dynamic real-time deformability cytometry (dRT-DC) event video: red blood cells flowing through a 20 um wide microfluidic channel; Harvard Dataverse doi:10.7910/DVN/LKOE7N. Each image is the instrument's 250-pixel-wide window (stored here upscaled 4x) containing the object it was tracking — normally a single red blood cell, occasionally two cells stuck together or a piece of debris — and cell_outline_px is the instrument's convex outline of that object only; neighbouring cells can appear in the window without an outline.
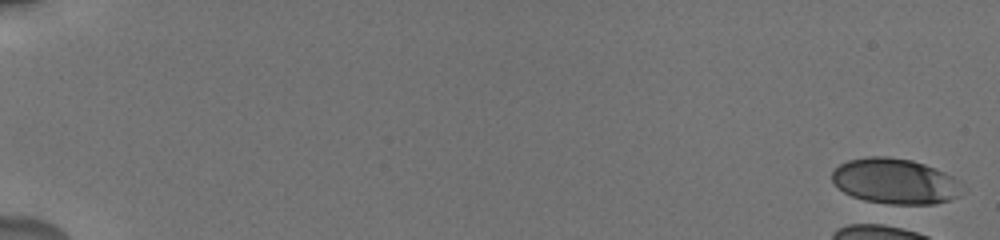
{"species": "human", "species_latin": "Homo sapiens", "temperature_condition": "cold", "stored_images_in_passage": 1, "camera_frame_rate_fps": 3000, "um_per_image_px": 0.085, "donor": {"sex": "male"}, "frame": {"image": 1, "passage_image": 1, "time_ms": 0.0, "image_size_px": [1000, 240], "cell_outline_px": [[968, 188], [960, 196], [936, 204], [888, 204], [864, 200], [852, 196], [844, 192], [832, 180], [832, 172], [840, 164], [848, 160], [868, 156], [888, 156], [912, 160], [924, 164], [944, 172], [952, 176]], "centroid_in_image_um": [76.14, 15.41], "position_along_channel_um": 8.9, "area_um2": 34.8}}